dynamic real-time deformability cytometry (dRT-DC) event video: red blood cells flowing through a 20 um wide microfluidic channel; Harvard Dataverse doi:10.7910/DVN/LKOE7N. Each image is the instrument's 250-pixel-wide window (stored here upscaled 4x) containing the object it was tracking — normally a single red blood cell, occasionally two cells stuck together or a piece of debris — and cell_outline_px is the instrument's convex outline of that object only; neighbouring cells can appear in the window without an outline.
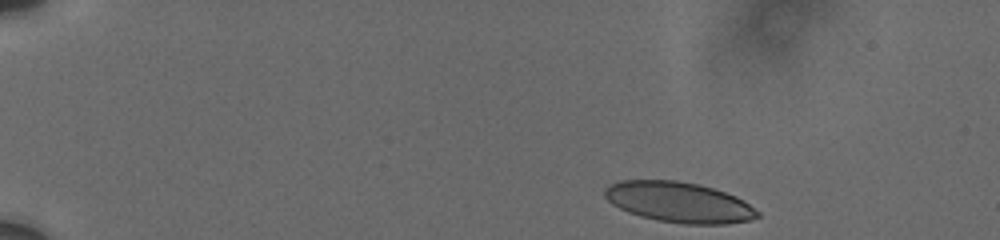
{"species": "human", "species_latin": "Homo sapiens", "temperature_condition": "cold", "stored_images_in_passage": 6, "camera_frame_rate_fps": 3000, "um_per_image_px": 0.085, "donor": {"sex": "male"}, "frame": {"image": 1, "passage_image": 1, "time_ms": 0.0, "image_size_px": [1000, 240], "cell_outline_px": [[760, 216], [752, 220], [728, 224], [684, 224], [656, 220], [640, 216], [628, 212], [612, 204], [604, 196], [604, 188], [608, 184], [620, 180], [676, 180], [696, 184], [712, 188], [736, 196], [744, 200], [760, 212]], "centroid_in_image_um": [57.71, 17.19], "position_along_channel_um": 27.3, "area_um2": 36.24}}
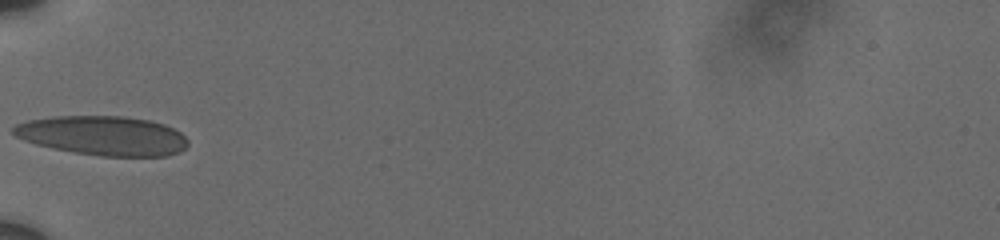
{"frame": {"image": 2, "passage_image": 6, "time_ms": 4.333, "image_size_px": [1000, 240], "cell_outline_px": [[188, 144], [180, 152], [168, 156], [100, 156], [72, 152], [52, 148], [36, 144], [24, 140], [16, 136], [12, 132], [12, 128], [16, 124], [28, 120], [56, 116], [124, 116], [148, 120], [164, 124], [180, 132], [188, 140]], "centroid_in_image_um": [8.75, 11.53], "position_along_channel_um": 76.3, "area_um2": 40.11}}